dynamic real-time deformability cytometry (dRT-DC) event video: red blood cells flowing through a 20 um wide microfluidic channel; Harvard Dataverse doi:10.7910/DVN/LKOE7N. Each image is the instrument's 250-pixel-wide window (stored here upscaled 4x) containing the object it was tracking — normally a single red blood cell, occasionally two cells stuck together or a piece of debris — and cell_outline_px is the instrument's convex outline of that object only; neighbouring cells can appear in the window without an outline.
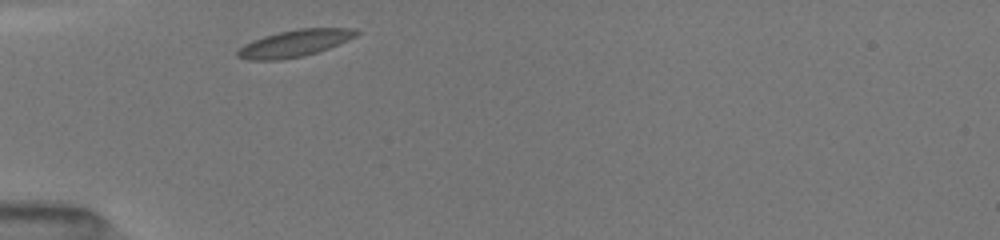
{"species": "common noctule bat (a hibernating species)", "species_latin": "Nyctalus noctula", "temperature_condition": "room temperature", "stored_images_in_passage": 29, "camera_frame_rate_fps": 3000, "um_per_image_px": 0.085, "animal": {"sex": "female", "body_mass_g": 19.5, "forearm_length_mm": 54.1}, "frame": {"image": 1, "passage_image": 1, "time_ms": 0.0, "image_size_px": [1000, 240], "cell_outline_px": [[360, 32], [356, 36], [348, 40], [328, 48], [304, 56], [280, 60], [248, 60], [236, 56], [236, 52], [244, 44], [252, 40], [264, 36], [296, 28], [356, 28]], "centroid_in_image_um": [25.04, 3.68], "position_along_channel_um": 60.0, "area_um2": 18.61}}
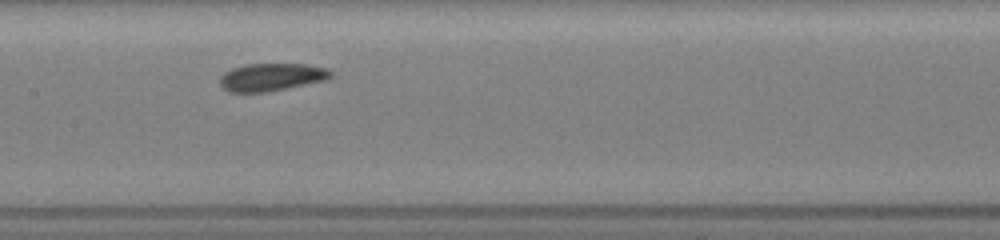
{"frame": {"image": 2, "passage_image": 11, "time_ms": 3.333, "image_size_px": [1000, 240], "cell_outline_px": [[332, 76], [324, 80], [268, 92], [228, 92], [220, 88], [220, 76], [224, 72], [232, 68], [244, 64], [304, 64], [328, 68], [332, 72]], "centroid_in_image_um": [23.02, 6.55], "position_along_channel_um": 184.4, "area_um2": 17.98}}
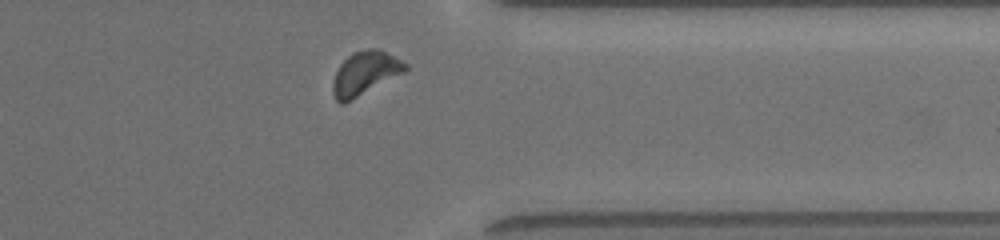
{"frame": {"image": 3, "passage_image": 26, "time_ms": 8.333, "image_size_px": [1000, 240], "cell_outline_px": [[408, 68], [404, 72], [344, 104], [340, 104], [336, 100], [332, 92], [332, 84], [336, 72], [340, 64], [352, 52], [368, 48], [376, 48], [408, 64]], "centroid_in_image_um": [30.99, 6.23], "position_along_channel_um": 380.4, "area_um2": 18.15}, "authors_computed_cell_mechanics": {"area_um2": 17.7446, "velocity_mm_per_s": 3.9844, "shape_relaxation_time_tau1_ms": 2.2215, "shape_relaxation_time_tau2_ms": 3.1098, "deformation_change_tau1": 0.0741, "deformation_change_tau2": 0.0692}}